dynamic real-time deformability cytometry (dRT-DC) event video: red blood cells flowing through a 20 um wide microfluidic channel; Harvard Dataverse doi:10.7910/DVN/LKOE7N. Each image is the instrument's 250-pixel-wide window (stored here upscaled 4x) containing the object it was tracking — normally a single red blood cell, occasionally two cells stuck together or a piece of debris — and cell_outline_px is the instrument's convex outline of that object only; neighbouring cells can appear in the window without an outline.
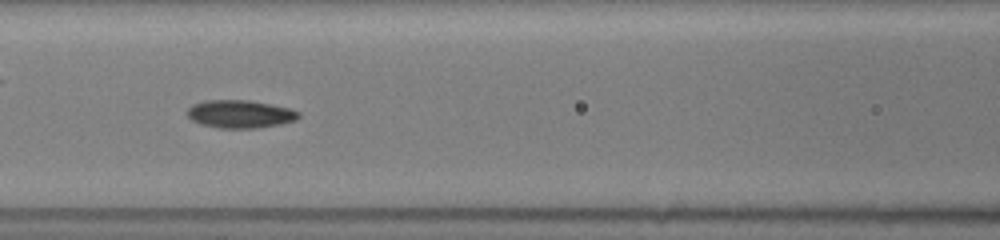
{"species": "common noctule bat (a hibernating species)", "species_latin": "Nyctalus noctula", "temperature_condition": "room temperature", "stored_images_in_passage": 55, "camera_frame_rate_fps": 3000, "um_per_image_px": 0.085, "animal": {"sex": "female", "body_mass_g": 19.5, "forearm_length_mm": 54.1}, "frame": {"image": 1, "passage_image": 15, "time_ms": 3.667, "image_size_px": [1000, 240], "cell_outline_px": [[300, 116], [296, 120], [280, 124], [256, 128], [220, 128], [200, 124], [192, 120], [188, 116], [188, 108], [192, 104], [204, 100], [248, 100], [288, 108], [300, 112]], "centroid_in_image_um": [20.39, 9.69], "position_along_channel_um": 146.2, "area_um2": 18.03}}
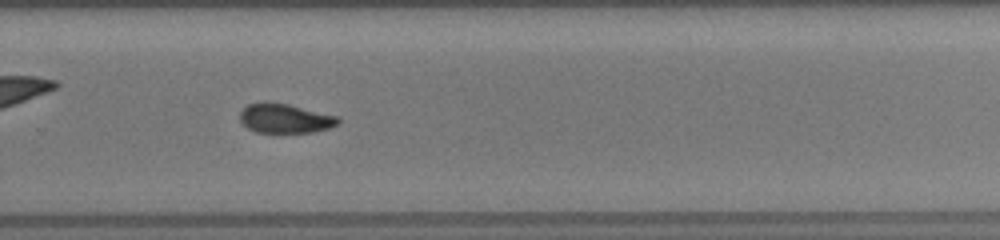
{"frame": {"image": 2, "passage_image": 32, "time_ms": 7.667, "image_size_px": [1000, 240], "cell_outline_px": [[340, 124], [328, 128], [312, 132], [256, 132], [248, 128], [240, 120], [240, 112], [248, 104], [288, 104], [340, 116]], "centroid_in_image_um": [24.3, 10.09], "position_along_channel_um": 305.5, "area_um2": 16.42}}
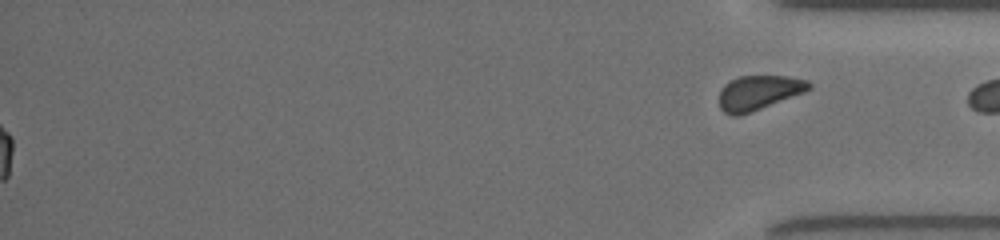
{"frame": {"image": 3, "passage_image": 55, "time_ms": 13.333, "image_size_px": [1000, 240], "cell_outline_px": [[812, 88], [804, 92], [760, 108], [736, 116], [732, 116], [724, 112], [720, 108], [720, 88], [724, 84], [740, 76], [788, 76], [808, 80], [812, 84]], "centroid_in_image_um": [64.49, 7.85], "position_along_channel_um": 370.7, "area_um2": 17.8}, "authors_computed_cell_mechanics": {"area_um2": 17.2244, "velocity_mm_per_s": 3.9986, "shape_relaxation_time_tau1_ms": 3.4729, "shape_relaxation_time_tau2_ms": 2.1906, "deformation_change_tau1": 0.1333, "deformation_change_tau2": 0.0784}}